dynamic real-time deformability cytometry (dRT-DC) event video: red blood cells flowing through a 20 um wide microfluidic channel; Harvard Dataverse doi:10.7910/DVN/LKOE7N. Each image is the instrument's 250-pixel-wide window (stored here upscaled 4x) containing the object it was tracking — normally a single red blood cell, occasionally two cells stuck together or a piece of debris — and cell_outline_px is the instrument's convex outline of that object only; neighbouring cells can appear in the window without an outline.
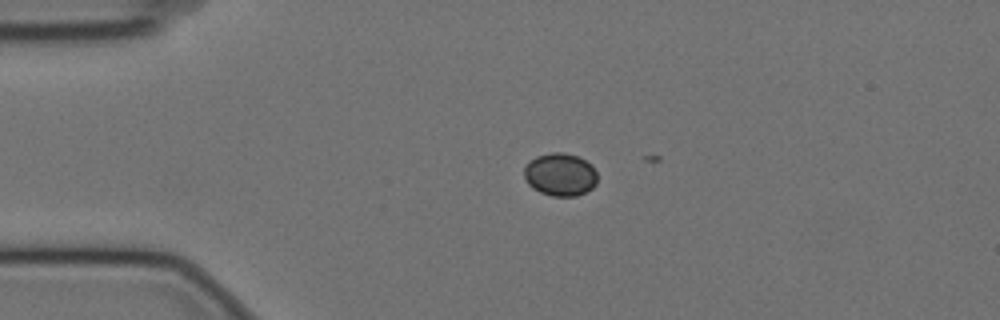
{"species": "Egyptian fruit bat (a non-hibernating species)", "species_latin": "Rousettus aegyptiacus", "temperature_condition": "cold", "stored_images_in_passage": 2, "camera_frame_rate_fps": 3000, "um_per_image_px": 0.085, "animal": {"sex": "female"}, "frame": {"image": 1, "passage_image": 1, "time_ms": 0.0, "image_size_px": [1000, 320], "cell_outline_px": [[596, 184], [592, 188], [576, 196], [552, 196], [540, 192], [532, 188], [528, 184], [524, 176], [524, 168], [536, 156], [552, 152], [564, 152], [576, 156], [592, 164], [596, 172]], "centroid_in_image_um": [47.62, 14.84], "position_along_channel_um": 37.4, "area_um2": 18.21}}